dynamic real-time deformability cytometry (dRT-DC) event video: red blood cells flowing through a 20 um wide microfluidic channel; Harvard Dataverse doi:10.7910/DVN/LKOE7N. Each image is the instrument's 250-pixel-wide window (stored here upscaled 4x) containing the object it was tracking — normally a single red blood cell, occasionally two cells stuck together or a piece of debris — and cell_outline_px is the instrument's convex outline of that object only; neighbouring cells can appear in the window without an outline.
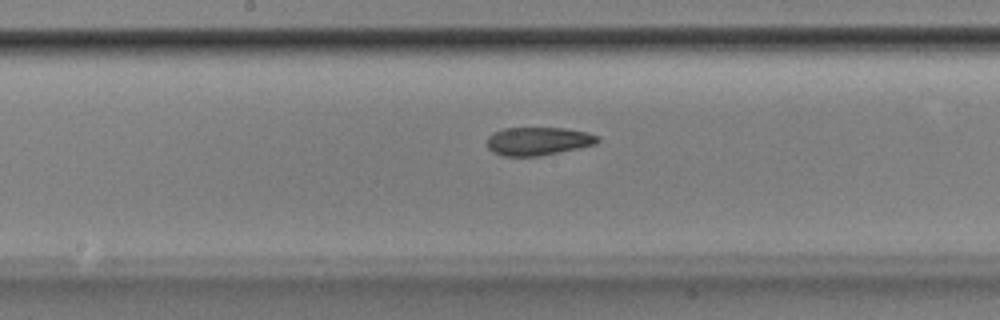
{"species": "Egyptian fruit bat (a non-hibernating species)", "species_latin": "Rousettus aegyptiacus", "temperature_condition": "room temperature", "stored_images_in_passage": 52, "camera_frame_rate_fps": 3000, "um_per_image_px": 0.085, "animal": {"sex": "male"}, "frame": {"image": 1, "passage_image": 27, "time_ms": 8.667, "image_size_px": [1000, 320], "cell_outline_px": [[600, 140], [596, 144], [580, 148], [540, 156], [504, 156], [492, 152], [488, 148], [488, 136], [492, 132], [504, 128], [564, 128], [588, 132], [600, 136]], "centroid_in_image_um": [45.76, 12.0], "position_along_channel_um": 202.4, "area_um2": 18.38}}
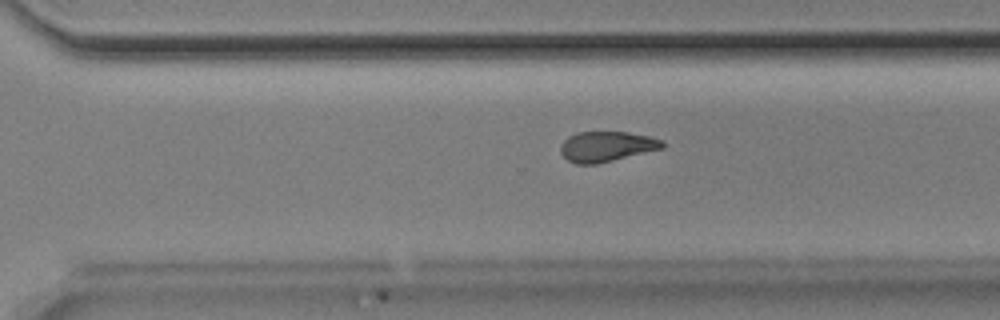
{"frame": {"image": 2, "passage_image": 36, "time_ms": 11.667, "image_size_px": [1000, 320], "cell_outline_px": [[664, 148], [596, 164], [576, 164], [568, 160], [560, 152], [560, 144], [568, 136], [576, 132], [628, 132], [648, 136], [664, 140]], "centroid_in_image_um": [51.55, 12.44], "position_along_channel_um": 319.1, "area_um2": 17.98}}
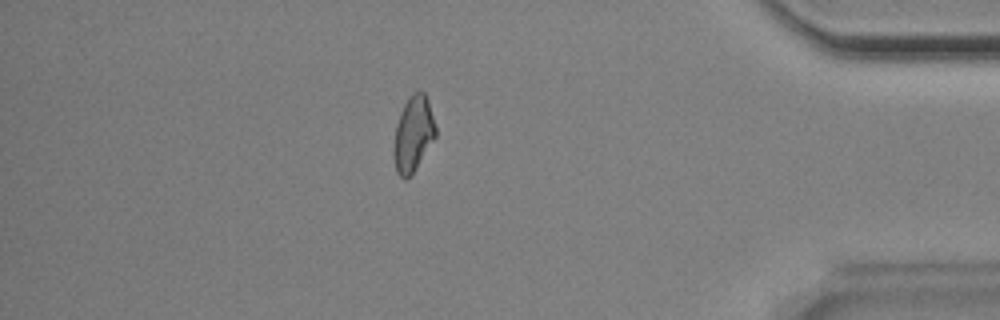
{"frame": {"image": 3, "passage_image": 45, "time_ms": 14.667, "image_size_px": [1000, 320], "cell_outline_px": [[436, 136], [412, 176], [404, 180], [396, 172], [392, 156], [392, 148], [396, 124], [400, 112], [404, 104], [412, 92], [424, 92], [428, 100], [436, 128]], "centroid_in_image_um": [35.09, 11.44], "position_along_channel_um": 400.1, "area_um2": 18.79}, "authors_computed_cell_mechanics": {"area_um2": 19.1029, "velocity_mm_per_s": 3.9025, "shape_relaxation_time_tau1_ms": null, "shape_relaxation_time_tau2_ms": 3.0524, "deformation_change_tau1": null, "deformation_change_tau2": 0.0926}}